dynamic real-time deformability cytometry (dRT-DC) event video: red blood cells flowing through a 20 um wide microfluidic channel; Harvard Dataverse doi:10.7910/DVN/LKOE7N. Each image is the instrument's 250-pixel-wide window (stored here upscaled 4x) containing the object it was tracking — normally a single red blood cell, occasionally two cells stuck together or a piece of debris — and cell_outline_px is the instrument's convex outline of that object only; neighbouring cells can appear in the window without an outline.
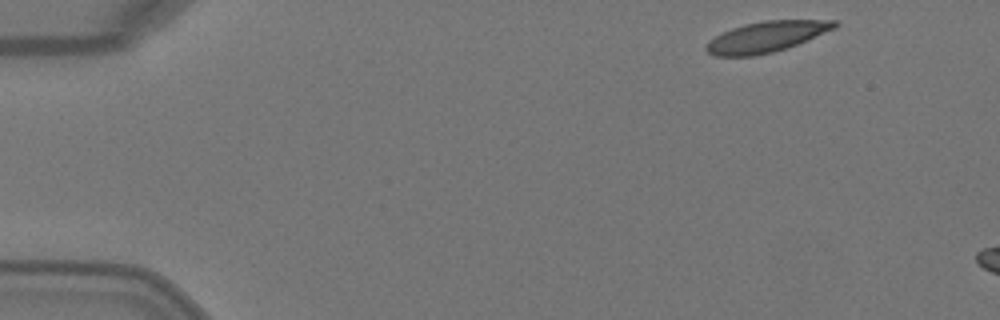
{"species": "Egyptian fruit bat (a non-hibernating species)", "species_latin": "Rousettus aegyptiacus", "temperature_condition": "warm", "stored_images_in_passage": 2, "camera_frame_rate_fps": 3000, "um_per_image_px": 0.085, "animal": {"sex": "female"}, "frame": {"image": 1, "passage_image": 1, "time_ms": 0.0, "image_size_px": [1000, 320], "cell_outline_px": [[840, 24], [836, 28], [796, 44], [772, 52], [752, 56], [716, 56], [708, 52], [704, 48], [716, 36], [732, 28], [744, 24], [764, 20], [836, 20]], "centroid_in_image_um": [65.17, 3.11], "position_along_channel_um": 19.8, "area_um2": 22.6}}